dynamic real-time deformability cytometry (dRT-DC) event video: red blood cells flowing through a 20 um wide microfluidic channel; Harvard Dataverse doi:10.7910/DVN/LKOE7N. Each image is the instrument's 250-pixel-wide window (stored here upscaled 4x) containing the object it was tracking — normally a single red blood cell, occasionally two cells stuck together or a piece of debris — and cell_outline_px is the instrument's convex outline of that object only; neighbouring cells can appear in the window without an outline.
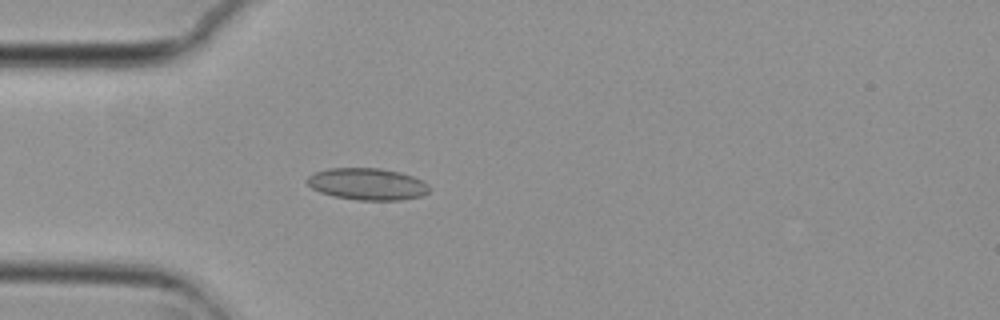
{"species": "common noctule bat (a hibernating species)", "species_latin": "Nyctalus noctula", "temperature_condition": "cold", "stored_images_in_passage": 29, "camera_frame_rate_fps": 3000, "um_per_image_px": 0.085, "animal": {"sex": "female", "body_mass_g": 29.2, "forearm_length_mm": 56.3}, "frame": {"image": 1, "passage_image": 15, "time_ms": 4.667, "image_size_px": [1000, 320], "cell_outline_px": [[432, 188], [428, 192], [420, 196], [400, 200], [356, 200], [332, 196], [320, 192], [312, 188], [304, 180], [308, 176], [316, 172], [328, 168], [380, 168], [400, 172], [412, 176], [428, 184]], "centroid_in_image_um": [31.21, 15.64], "position_along_channel_um": 53.8, "area_um2": 22.77}}
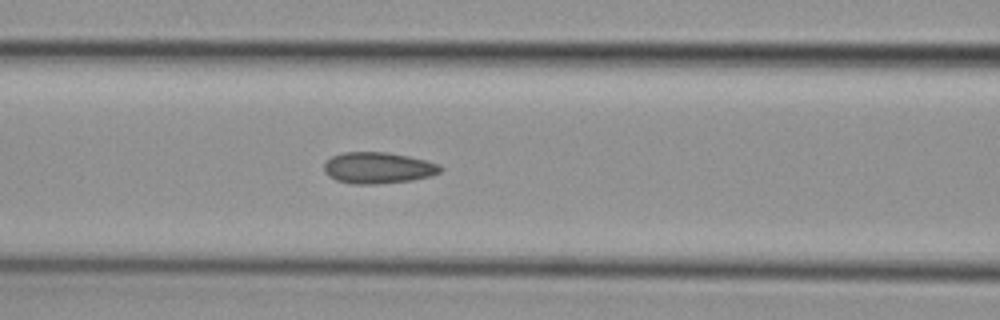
{"frame": {"image": 2, "passage_image": 22, "time_ms": 7.0, "image_size_px": [1000, 320], "cell_outline_px": [[444, 168], [440, 172], [432, 176], [412, 180], [376, 184], [352, 184], [336, 180], [328, 176], [324, 172], [324, 164], [332, 156], [344, 152], [388, 152], [408, 156], [440, 164]], "centroid_in_image_um": [32.15, 14.27], "position_along_channel_um": 134.5, "area_um2": 21.33}}
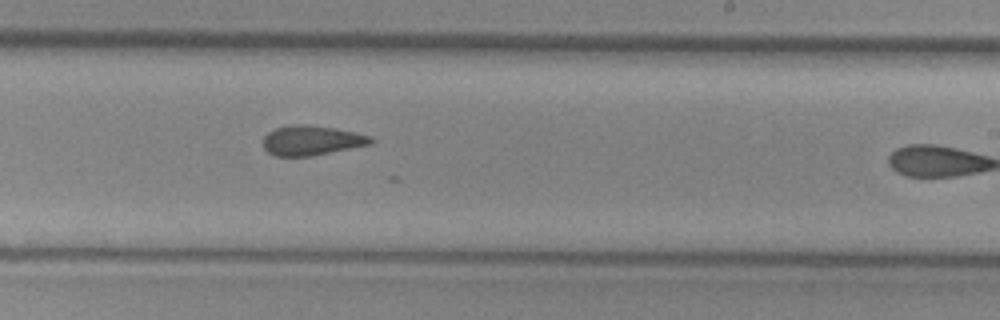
{"frame": {"image": 3, "passage_image": 28, "time_ms": 9.0, "image_size_px": [1000, 320], "cell_outline_px": [[376, 140], [372, 144], [308, 156], [276, 156], [268, 152], [264, 148], [264, 136], [268, 132], [276, 128], [292, 124], [304, 124], [336, 128], [372, 136]], "centroid_in_image_um": [26.51, 11.92], "position_along_channel_um": 262.5, "area_um2": 18.61}}